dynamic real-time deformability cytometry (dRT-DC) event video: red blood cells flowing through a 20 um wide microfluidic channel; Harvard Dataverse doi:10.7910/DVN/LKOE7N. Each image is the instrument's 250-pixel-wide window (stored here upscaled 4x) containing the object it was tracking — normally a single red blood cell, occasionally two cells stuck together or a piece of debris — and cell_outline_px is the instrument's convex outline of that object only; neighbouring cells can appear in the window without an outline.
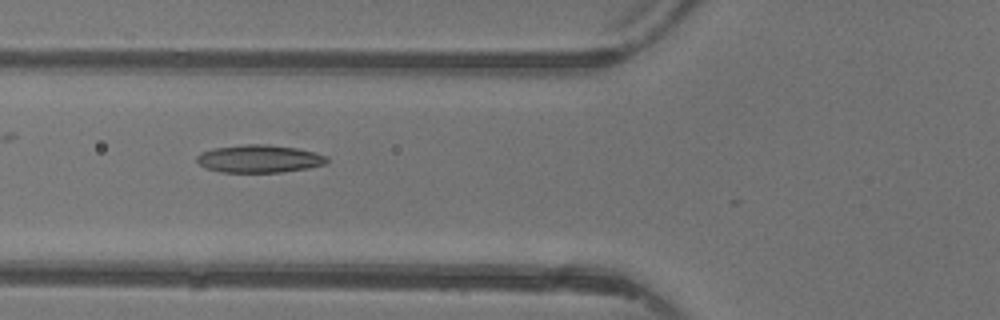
{"species": "common noctule bat (a hibernating species)", "species_latin": "Nyctalus noctula", "temperature_condition": "warm", "stored_images_in_passage": 4, "camera_frame_rate_fps": 3000, "um_per_image_px": 0.085, "animal": {"sex": "female"}, "frame": {"image": 1, "passage_image": 3, "time_ms": 2.333, "image_size_px": [1000, 320], "cell_outline_px": [[328, 160], [324, 164], [308, 168], [280, 172], [220, 172], [208, 168], [200, 164], [196, 160], [196, 156], [200, 152], [212, 148], [244, 144], [268, 144], [296, 148], [316, 152], [328, 156]], "centroid_in_image_um": [22.03, 13.48], "position_along_channel_um": 103.8, "area_um2": 21.1}}